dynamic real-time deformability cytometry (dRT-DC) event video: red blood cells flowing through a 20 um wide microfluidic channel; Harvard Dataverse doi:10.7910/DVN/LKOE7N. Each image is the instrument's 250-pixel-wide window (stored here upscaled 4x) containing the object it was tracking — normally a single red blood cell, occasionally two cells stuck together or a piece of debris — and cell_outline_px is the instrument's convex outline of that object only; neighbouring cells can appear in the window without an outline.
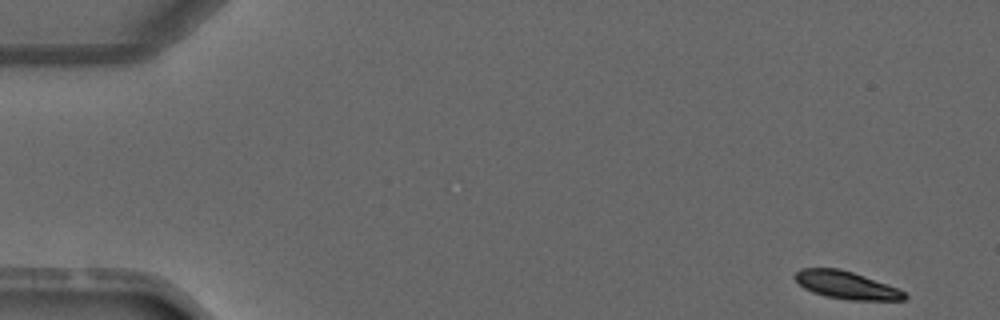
{"species": "common noctule bat (a hibernating species)", "species_latin": "Nyctalus noctula", "temperature_condition": "warm", "stored_images_in_passage": 5, "camera_frame_rate_fps": 3000, "um_per_image_px": 0.085, "animal": {"sex": "male", "forearm_length_mm": 52.5}, "frame": {"image": 1, "passage_image": 1, "time_ms": 0.0, "image_size_px": [1000, 320], "cell_outline_px": [[908, 296], [904, 300], [848, 300], [824, 296], [812, 292], [804, 288], [792, 276], [800, 268], [840, 268], [864, 276], [896, 288], [904, 292]], "centroid_in_image_um": [71.89, 24.23], "position_along_channel_um": 13.1, "area_um2": 17.57}}